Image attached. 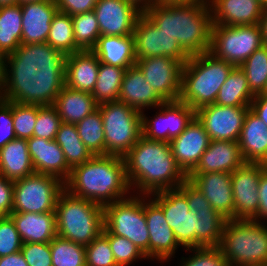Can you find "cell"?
<instances>
[{
	"instance_id": "44",
	"label": "cell",
	"mask_w": 267,
	"mask_h": 266,
	"mask_svg": "<svg viewBox=\"0 0 267 266\" xmlns=\"http://www.w3.org/2000/svg\"><path fill=\"white\" fill-rule=\"evenodd\" d=\"M102 234L108 239L118 266H130L138 260H148L140 248L127 238L110 234L105 228H103Z\"/></svg>"
},
{
	"instance_id": "27",
	"label": "cell",
	"mask_w": 267,
	"mask_h": 266,
	"mask_svg": "<svg viewBox=\"0 0 267 266\" xmlns=\"http://www.w3.org/2000/svg\"><path fill=\"white\" fill-rule=\"evenodd\" d=\"M213 25L238 26L259 24L264 3L260 0H211Z\"/></svg>"
},
{
	"instance_id": "57",
	"label": "cell",
	"mask_w": 267,
	"mask_h": 266,
	"mask_svg": "<svg viewBox=\"0 0 267 266\" xmlns=\"http://www.w3.org/2000/svg\"><path fill=\"white\" fill-rule=\"evenodd\" d=\"M23 79H0V98L5 92L16 85H18Z\"/></svg>"
},
{
	"instance_id": "53",
	"label": "cell",
	"mask_w": 267,
	"mask_h": 266,
	"mask_svg": "<svg viewBox=\"0 0 267 266\" xmlns=\"http://www.w3.org/2000/svg\"><path fill=\"white\" fill-rule=\"evenodd\" d=\"M259 209L254 221L267 224V167L261 172L258 186ZM266 220V221H265Z\"/></svg>"
},
{
	"instance_id": "19",
	"label": "cell",
	"mask_w": 267,
	"mask_h": 266,
	"mask_svg": "<svg viewBox=\"0 0 267 266\" xmlns=\"http://www.w3.org/2000/svg\"><path fill=\"white\" fill-rule=\"evenodd\" d=\"M147 83L165 100H179L183 63L166 56L139 59L135 64Z\"/></svg>"
},
{
	"instance_id": "45",
	"label": "cell",
	"mask_w": 267,
	"mask_h": 266,
	"mask_svg": "<svg viewBox=\"0 0 267 266\" xmlns=\"http://www.w3.org/2000/svg\"><path fill=\"white\" fill-rule=\"evenodd\" d=\"M188 257L180 259L179 266H229L221 250L218 247L188 248ZM182 261V262H181Z\"/></svg>"
},
{
	"instance_id": "31",
	"label": "cell",
	"mask_w": 267,
	"mask_h": 266,
	"mask_svg": "<svg viewBox=\"0 0 267 266\" xmlns=\"http://www.w3.org/2000/svg\"><path fill=\"white\" fill-rule=\"evenodd\" d=\"M23 243H46L57 236L55 212H11Z\"/></svg>"
},
{
	"instance_id": "2",
	"label": "cell",
	"mask_w": 267,
	"mask_h": 266,
	"mask_svg": "<svg viewBox=\"0 0 267 266\" xmlns=\"http://www.w3.org/2000/svg\"><path fill=\"white\" fill-rule=\"evenodd\" d=\"M64 189L103 207L132 195L124 158L109 154L93 155L72 168Z\"/></svg>"
},
{
	"instance_id": "42",
	"label": "cell",
	"mask_w": 267,
	"mask_h": 266,
	"mask_svg": "<svg viewBox=\"0 0 267 266\" xmlns=\"http://www.w3.org/2000/svg\"><path fill=\"white\" fill-rule=\"evenodd\" d=\"M62 121L55 108L38 88V114L33 136L54 140Z\"/></svg>"
},
{
	"instance_id": "62",
	"label": "cell",
	"mask_w": 267,
	"mask_h": 266,
	"mask_svg": "<svg viewBox=\"0 0 267 266\" xmlns=\"http://www.w3.org/2000/svg\"><path fill=\"white\" fill-rule=\"evenodd\" d=\"M44 0H17V4H27V3H34V2H41Z\"/></svg>"
},
{
	"instance_id": "24",
	"label": "cell",
	"mask_w": 267,
	"mask_h": 266,
	"mask_svg": "<svg viewBox=\"0 0 267 266\" xmlns=\"http://www.w3.org/2000/svg\"><path fill=\"white\" fill-rule=\"evenodd\" d=\"M187 180L205 196L215 211L226 219L234 218L231 173H190Z\"/></svg>"
},
{
	"instance_id": "61",
	"label": "cell",
	"mask_w": 267,
	"mask_h": 266,
	"mask_svg": "<svg viewBox=\"0 0 267 266\" xmlns=\"http://www.w3.org/2000/svg\"><path fill=\"white\" fill-rule=\"evenodd\" d=\"M17 4V0H0V7Z\"/></svg>"
},
{
	"instance_id": "22",
	"label": "cell",
	"mask_w": 267,
	"mask_h": 266,
	"mask_svg": "<svg viewBox=\"0 0 267 266\" xmlns=\"http://www.w3.org/2000/svg\"><path fill=\"white\" fill-rule=\"evenodd\" d=\"M145 217L149 233V259L159 263L170 262L181 246L166 222L163 209L148 195H145Z\"/></svg>"
},
{
	"instance_id": "34",
	"label": "cell",
	"mask_w": 267,
	"mask_h": 266,
	"mask_svg": "<svg viewBox=\"0 0 267 266\" xmlns=\"http://www.w3.org/2000/svg\"><path fill=\"white\" fill-rule=\"evenodd\" d=\"M35 173L26 139H14L0 149V176L16 181Z\"/></svg>"
},
{
	"instance_id": "3",
	"label": "cell",
	"mask_w": 267,
	"mask_h": 266,
	"mask_svg": "<svg viewBox=\"0 0 267 266\" xmlns=\"http://www.w3.org/2000/svg\"><path fill=\"white\" fill-rule=\"evenodd\" d=\"M159 29L175 38L190 55L210 51L212 12L202 2L157 5L143 12Z\"/></svg>"
},
{
	"instance_id": "41",
	"label": "cell",
	"mask_w": 267,
	"mask_h": 266,
	"mask_svg": "<svg viewBox=\"0 0 267 266\" xmlns=\"http://www.w3.org/2000/svg\"><path fill=\"white\" fill-rule=\"evenodd\" d=\"M53 266H86L85 246L58 235L50 241Z\"/></svg>"
},
{
	"instance_id": "21",
	"label": "cell",
	"mask_w": 267,
	"mask_h": 266,
	"mask_svg": "<svg viewBox=\"0 0 267 266\" xmlns=\"http://www.w3.org/2000/svg\"><path fill=\"white\" fill-rule=\"evenodd\" d=\"M250 106L210 104L195 111L211 140L238 142Z\"/></svg>"
},
{
	"instance_id": "46",
	"label": "cell",
	"mask_w": 267,
	"mask_h": 266,
	"mask_svg": "<svg viewBox=\"0 0 267 266\" xmlns=\"http://www.w3.org/2000/svg\"><path fill=\"white\" fill-rule=\"evenodd\" d=\"M86 266H118L108 239L101 233L85 246Z\"/></svg>"
},
{
	"instance_id": "63",
	"label": "cell",
	"mask_w": 267,
	"mask_h": 266,
	"mask_svg": "<svg viewBox=\"0 0 267 266\" xmlns=\"http://www.w3.org/2000/svg\"><path fill=\"white\" fill-rule=\"evenodd\" d=\"M193 1L202 2V3L208 4V5L211 2V0H184V3H189V2H193Z\"/></svg>"
},
{
	"instance_id": "37",
	"label": "cell",
	"mask_w": 267,
	"mask_h": 266,
	"mask_svg": "<svg viewBox=\"0 0 267 266\" xmlns=\"http://www.w3.org/2000/svg\"><path fill=\"white\" fill-rule=\"evenodd\" d=\"M54 140L62 149L70 169L83 164L93 156L80 139L75 124L62 122Z\"/></svg>"
},
{
	"instance_id": "7",
	"label": "cell",
	"mask_w": 267,
	"mask_h": 266,
	"mask_svg": "<svg viewBox=\"0 0 267 266\" xmlns=\"http://www.w3.org/2000/svg\"><path fill=\"white\" fill-rule=\"evenodd\" d=\"M103 119L105 155L123 157L142 136V115L119 101L98 106Z\"/></svg>"
},
{
	"instance_id": "10",
	"label": "cell",
	"mask_w": 267,
	"mask_h": 266,
	"mask_svg": "<svg viewBox=\"0 0 267 266\" xmlns=\"http://www.w3.org/2000/svg\"><path fill=\"white\" fill-rule=\"evenodd\" d=\"M264 44L259 24L212 26L210 51L216 58L240 66Z\"/></svg>"
},
{
	"instance_id": "52",
	"label": "cell",
	"mask_w": 267,
	"mask_h": 266,
	"mask_svg": "<svg viewBox=\"0 0 267 266\" xmlns=\"http://www.w3.org/2000/svg\"><path fill=\"white\" fill-rule=\"evenodd\" d=\"M14 183L0 176V218L9 216L13 207Z\"/></svg>"
},
{
	"instance_id": "48",
	"label": "cell",
	"mask_w": 267,
	"mask_h": 266,
	"mask_svg": "<svg viewBox=\"0 0 267 266\" xmlns=\"http://www.w3.org/2000/svg\"><path fill=\"white\" fill-rule=\"evenodd\" d=\"M16 139L12 115V87L0 98V149Z\"/></svg>"
},
{
	"instance_id": "16",
	"label": "cell",
	"mask_w": 267,
	"mask_h": 266,
	"mask_svg": "<svg viewBox=\"0 0 267 266\" xmlns=\"http://www.w3.org/2000/svg\"><path fill=\"white\" fill-rule=\"evenodd\" d=\"M58 7L54 0L21 5L22 50L33 58L45 47Z\"/></svg>"
},
{
	"instance_id": "29",
	"label": "cell",
	"mask_w": 267,
	"mask_h": 266,
	"mask_svg": "<svg viewBox=\"0 0 267 266\" xmlns=\"http://www.w3.org/2000/svg\"><path fill=\"white\" fill-rule=\"evenodd\" d=\"M119 102L142 112L146 109H156L165 100L146 81L142 71L133 65L125 71L121 84Z\"/></svg>"
},
{
	"instance_id": "12",
	"label": "cell",
	"mask_w": 267,
	"mask_h": 266,
	"mask_svg": "<svg viewBox=\"0 0 267 266\" xmlns=\"http://www.w3.org/2000/svg\"><path fill=\"white\" fill-rule=\"evenodd\" d=\"M0 54L23 78L33 76V60L22 50L20 4L0 7Z\"/></svg>"
},
{
	"instance_id": "56",
	"label": "cell",
	"mask_w": 267,
	"mask_h": 266,
	"mask_svg": "<svg viewBox=\"0 0 267 266\" xmlns=\"http://www.w3.org/2000/svg\"><path fill=\"white\" fill-rule=\"evenodd\" d=\"M0 266H28L21 251L0 257Z\"/></svg>"
},
{
	"instance_id": "13",
	"label": "cell",
	"mask_w": 267,
	"mask_h": 266,
	"mask_svg": "<svg viewBox=\"0 0 267 266\" xmlns=\"http://www.w3.org/2000/svg\"><path fill=\"white\" fill-rule=\"evenodd\" d=\"M156 110V114L150 118L145 110L141 112L142 135L159 142L169 143L179 136L195 117V110L180 100L165 101Z\"/></svg>"
},
{
	"instance_id": "8",
	"label": "cell",
	"mask_w": 267,
	"mask_h": 266,
	"mask_svg": "<svg viewBox=\"0 0 267 266\" xmlns=\"http://www.w3.org/2000/svg\"><path fill=\"white\" fill-rule=\"evenodd\" d=\"M104 228L113 235L127 238L149 260V233L145 217V195H135L105 205Z\"/></svg>"
},
{
	"instance_id": "51",
	"label": "cell",
	"mask_w": 267,
	"mask_h": 266,
	"mask_svg": "<svg viewBox=\"0 0 267 266\" xmlns=\"http://www.w3.org/2000/svg\"><path fill=\"white\" fill-rule=\"evenodd\" d=\"M58 11L70 16L92 11L98 0H54Z\"/></svg>"
},
{
	"instance_id": "14",
	"label": "cell",
	"mask_w": 267,
	"mask_h": 266,
	"mask_svg": "<svg viewBox=\"0 0 267 266\" xmlns=\"http://www.w3.org/2000/svg\"><path fill=\"white\" fill-rule=\"evenodd\" d=\"M149 196L163 209L166 222L182 249L195 248L196 213L190 210L186 196L178 188Z\"/></svg>"
},
{
	"instance_id": "35",
	"label": "cell",
	"mask_w": 267,
	"mask_h": 266,
	"mask_svg": "<svg viewBox=\"0 0 267 266\" xmlns=\"http://www.w3.org/2000/svg\"><path fill=\"white\" fill-rule=\"evenodd\" d=\"M254 96L245 72L238 66L231 70L214 103L221 106H250Z\"/></svg>"
},
{
	"instance_id": "47",
	"label": "cell",
	"mask_w": 267,
	"mask_h": 266,
	"mask_svg": "<svg viewBox=\"0 0 267 266\" xmlns=\"http://www.w3.org/2000/svg\"><path fill=\"white\" fill-rule=\"evenodd\" d=\"M22 239L10 216L0 218V257L21 251Z\"/></svg>"
},
{
	"instance_id": "33",
	"label": "cell",
	"mask_w": 267,
	"mask_h": 266,
	"mask_svg": "<svg viewBox=\"0 0 267 266\" xmlns=\"http://www.w3.org/2000/svg\"><path fill=\"white\" fill-rule=\"evenodd\" d=\"M100 63L128 68L136 64L134 38L127 36L101 35L92 49Z\"/></svg>"
},
{
	"instance_id": "49",
	"label": "cell",
	"mask_w": 267,
	"mask_h": 266,
	"mask_svg": "<svg viewBox=\"0 0 267 266\" xmlns=\"http://www.w3.org/2000/svg\"><path fill=\"white\" fill-rule=\"evenodd\" d=\"M21 253L28 266H53L50 242L23 243Z\"/></svg>"
},
{
	"instance_id": "38",
	"label": "cell",
	"mask_w": 267,
	"mask_h": 266,
	"mask_svg": "<svg viewBox=\"0 0 267 266\" xmlns=\"http://www.w3.org/2000/svg\"><path fill=\"white\" fill-rule=\"evenodd\" d=\"M126 69L100 63L97 81L91 93L99 105L118 101Z\"/></svg>"
},
{
	"instance_id": "5",
	"label": "cell",
	"mask_w": 267,
	"mask_h": 266,
	"mask_svg": "<svg viewBox=\"0 0 267 266\" xmlns=\"http://www.w3.org/2000/svg\"><path fill=\"white\" fill-rule=\"evenodd\" d=\"M57 235L81 245L90 244L104 228L103 206L64 189L55 208Z\"/></svg>"
},
{
	"instance_id": "18",
	"label": "cell",
	"mask_w": 267,
	"mask_h": 266,
	"mask_svg": "<svg viewBox=\"0 0 267 266\" xmlns=\"http://www.w3.org/2000/svg\"><path fill=\"white\" fill-rule=\"evenodd\" d=\"M100 61L92 50H80L62 57L49 70L67 87L92 93Z\"/></svg>"
},
{
	"instance_id": "11",
	"label": "cell",
	"mask_w": 267,
	"mask_h": 266,
	"mask_svg": "<svg viewBox=\"0 0 267 266\" xmlns=\"http://www.w3.org/2000/svg\"><path fill=\"white\" fill-rule=\"evenodd\" d=\"M12 212H55L58 197L64 190L59 178L33 173L13 181Z\"/></svg>"
},
{
	"instance_id": "28",
	"label": "cell",
	"mask_w": 267,
	"mask_h": 266,
	"mask_svg": "<svg viewBox=\"0 0 267 266\" xmlns=\"http://www.w3.org/2000/svg\"><path fill=\"white\" fill-rule=\"evenodd\" d=\"M35 173L52 175L65 182L71 172L64 153L55 140L35 136L27 139Z\"/></svg>"
},
{
	"instance_id": "58",
	"label": "cell",
	"mask_w": 267,
	"mask_h": 266,
	"mask_svg": "<svg viewBox=\"0 0 267 266\" xmlns=\"http://www.w3.org/2000/svg\"><path fill=\"white\" fill-rule=\"evenodd\" d=\"M135 5L141 12L155 5L156 0H126Z\"/></svg>"
},
{
	"instance_id": "30",
	"label": "cell",
	"mask_w": 267,
	"mask_h": 266,
	"mask_svg": "<svg viewBox=\"0 0 267 266\" xmlns=\"http://www.w3.org/2000/svg\"><path fill=\"white\" fill-rule=\"evenodd\" d=\"M244 163L238 142L211 140L191 173H232Z\"/></svg>"
},
{
	"instance_id": "26",
	"label": "cell",
	"mask_w": 267,
	"mask_h": 266,
	"mask_svg": "<svg viewBox=\"0 0 267 266\" xmlns=\"http://www.w3.org/2000/svg\"><path fill=\"white\" fill-rule=\"evenodd\" d=\"M38 114V87L24 78L12 87V115L14 132L18 139H29L33 136Z\"/></svg>"
},
{
	"instance_id": "15",
	"label": "cell",
	"mask_w": 267,
	"mask_h": 266,
	"mask_svg": "<svg viewBox=\"0 0 267 266\" xmlns=\"http://www.w3.org/2000/svg\"><path fill=\"white\" fill-rule=\"evenodd\" d=\"M133 38L136 60L166 56L185 64L191 57L175 38L159 29L143 12L136 21Z\"/></svg>"
},
{
	"instance_id": "50",
	"label": "cell",
	"mask_w": 267,
	"mask_h": 266,
	"mask_svg": "<svg viewBox=\"0 0 267 266\" xmlns=\"http://www.w3.org/2000/svg\"><path fill=\"white\" fill-rule=\"evenodd\" d=\"M178 189L186 196L190 210L197 212L206 209H213L205 196L188 180L184 181Z\"/></svg>"
},
{
	"instance_id": "32",
	"label": "cell",
	"mask_w": 267,
	"mask_h": 266,
	"mask_svg": "<svg viewBox=\"0 0 267 266\" xmlns=\"http://www.w3.org/2000/svg\"><path fill=\"white\" fill-rule=\"evenodd\" d=\"M238 143L246 163L267 164V125L250 109L245 115Z\"/></svg>"
},
{
	"instance_id": "59",
	"label": "cell",
	"mask_w": 267,
	"mask_h": 266,
	"mask_svg": "<svg viewBox=\"0 0 267 266\" xmlns=\"http://www.w3.org/2000/svg\"><path fill=\"white\" fill-rule=\"evenodd\" d=\"M259 25L262 30L263 42L264 44H267V7L264 8Z\"/></svg>"
},
{
	"instance_id": "40",
	"label": "cell",
	"mask_w": 267,
	"mask_h": 266,
	"mask_svg": "<svg viewBox=\"0 0 267 266\" xmlns=\"http://www.w3.org/2000/svg\"><path fill=\"white\" fill-rule=\"evenodd\" d=\"M240 68L245 72L251 92L254 95L264 93L267 85V44L256 49Z\"/></svg>"
},
{
	"instance_id": "39",
	"label": "cell",
	"mask_w": 267,
	"mask_h": 266,
	"mask_svg": "<svg viewBox=\"0 0 267 266\" xmlns=\"http://www.w3.org/2000/svg\"><path fill=\"white\" fill-rule=\"evenodd\" d=\"M78 135L93 155H105V135L99 108L75 124Z\"/></svg>"
},
{
	"instance_id": "1",
	"label": "cell",
	"mask_w": 267,
	"mask_h": 266,
	"mask_svg": "<svg viewBox=\"0 0 267 266\" xmlns=\"http://www.w3.org/2000/svg\"><path fill=\"white\" fill-rule=\"evenodd\" d=\"M123 158L127 178L135 195L149 196L175 189L187 180L169 143L149 140L142 135Z\"/></svg>"
},
{
	"instance_id": "6",
	"label": "cell",
	"mask_w": 267,
	"mask_h": 266,
	"mask_svg": "<svg viewBox=\"0 0 267 266\" xmlns=\"http://www.w3.org/2000/svg\"><path fill=\"white\" fill-rule=\"evenodd\" d=\"M218 248L229 266H267V224L226 219Z\"/></svg>"
},
{
	"instance_id": "43",
	"label": "cell",
	"mask_w": 267,
	"mask_h": 266,
	"mask_svg": "<svg viewBox=\"0 0 267 266\" xmlns=\"http://www.w3.org/2000/svg\"><path fill=\"white\" fill-rule=\"evenodd\" d=\"M75 44L81 50H92L100 35L99 24L94 11L71 16Z\"/></svg>"
},
{
	"instance_id": "25",
	"label": "cell",
	"mask_w": 267,
	"mask_h": 266,
	"mask_svg": "<svg viewBox=\"0 0 267 266\" xmlns=\"http://www.w3.org/2000/svg\"><path fill=\"white\" fill-rule=\"evenodd\" d=\"M210 141L203 124L195 116L186 129L169 142L178 166L187 176L198 165Z\"/></svg>"
},
{
	"instance_id": "17",
	"label": "cell",
	"mask_w": 267,
	"mask_h": 266,
	"mask_svg": "<svg viewBox=\"0 0 267 266\" xmlns=\"http://www.w3.org/2000/svg\"><path fill=\"white\" fill-rule=\"evenodd\" d=\"M80 50L75 44L71 16L57 11L51 22L45 47L33 58V75L42 70H49L62 57Z\"/></svg>"
},
{
	"instance_id": "9",
	"label": "cell",
	"mask_w": 267,
	"mask_h": 266,
	"mask_svg": "<svg viewBox=\"0 0 267 266\" xmlns=\"http://www.w3.org/2000/svg\"><path fill=\"white\" fill-rule=\"evenodd\" d=\"M29 79L42 91L63 123L76 124L98 109L91 93L65 86L50 70L36 72Z\"/></svg>"
},
{
	"instance_id": "23",
	"label": "cell",
	"mask_w": 267,
	"mask_h": 266,
	"mask_svg": "<svg viewBox=\"0 0 267 266\" xmlns=\"http://www.w3.org/2000/svg\"><path fill=\"white\" fill-rule=\"evenodd\" d=\"M100 35H133L135 24L141 11L126 0H98L93 9Z\"/></svg>"
},
{
	"instance_id": "55",
	"label": "cell",
	"mask_w": 267,
	"mask_h": 266,
	"mask_svg": "<svg viewBox=\"0 0 267 266\" xmlns=\"http://www.w3.org/2000/svg\"><path fill=\"white\" fill-rule=\"evenodd\" d=\"M0 79H24L0 54Z\"/></svg>"
},
{
	"instance_id": "60",
	"label": "cell",
	"mask_w": 267,
	"mask_h": 266,
	"mask_svg": "<svg viewBox=\"0 0 267 266\" xmlns=\"http://www.w3.org/2000/svg\"><path fill=\"white\" fill-rule=\"evenodd\" d=\"M157 5L184 4V0H156Z\"/></svg>"
},
{
	"instance_id": "54",
	"label": "cell",
	"mask_w": 267,
	"mask_h": 266,
	"mask_svg": "<svg viewBox=\"0 0 267 266\" xmlns=\"http://www.w3.org/2000/svg\"><path fill=\"white\" fill-rule=\"evenodd\" d=\"M250 110L267 125V93L255 95Z\"/></svg>"
},
{
	"instance_id": "36",
	"label": "cell",
	"mask_w": 267,
	"mask_h": 266,
	"mask_svg": "<svg viewBox=\"0 0 267 266\" xmlns=\"http://www.w3.org/2000/svg\"><path fill=\"white\" fill-rule=\"evenodd\" d=\"M195 213V248L218 247L226 218L214 209H206Z\"/></svg>"
},
{
	"instance_id": "64",
	"label": "cell",
	"mask_w": 267,
	"mask_h": 266,
	"mask_svg": "<svg viewBox=\"0 0 267 266\" xmlns=\"http://www.w3.org/2000/svg\"><path fill=\"white\" fill-rule=\"evenodd\" d=\"M260 1H261L262 3H264V4L267 2V0H260Z\"/></svg>"
},
{
	"instance_id": "4",
	"label": "cell",
	"mask_w": 267,
	"mask_h": 266,
	"mask_svg": "<svg viewBox=\"0 0 267 266\" xmlns=\"http://www.w3.org/2000/svg\"><path fill=\"white\" fill-rule=\"evenodd\" d=\"M234 67L211 52L192 55L183 65L179 100L195 111L214 104L220 87Z\"/></svg>"
},
{
	"instance_id": "20",
	"label": "cell",
	"mask_w": 267,
	"mask_h": 266,
	"mask_svg": "<svg viewBox=\"0 0 267 266\" xmlns=\"http://www.w3.org/2000/svg\"><path fill=\"white\" fill-rule=\"evenodd\" d=\"M266 167L261 163L245 162L231 173L234 220H253L256 217L259 209V179Z\"/></svg>"
}]
</instances>
